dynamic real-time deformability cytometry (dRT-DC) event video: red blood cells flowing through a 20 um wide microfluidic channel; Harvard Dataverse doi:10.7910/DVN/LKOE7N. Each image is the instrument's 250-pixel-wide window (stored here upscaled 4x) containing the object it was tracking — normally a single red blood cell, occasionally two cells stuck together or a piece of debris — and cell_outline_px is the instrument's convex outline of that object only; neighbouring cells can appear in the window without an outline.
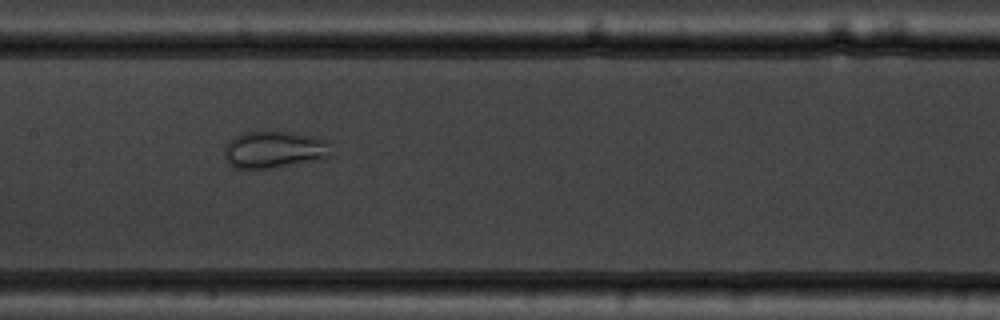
{"species": "common noctule bat (a hibernating species)", "species_latin": "Nyctalus noctula", "temperature_condition": "warm", "stored_images_in_passage": 37, "camera_frame_rate_fps": 3000, "um_per_image_px": 0.085, "animal": {"sex": "male", "body_mass_g": 19.5, "forearm_length_mm": 54.6}, "frame": {"image": 1, "passage_image": 10, "time_ms": 3.0, "image_size_px": [1000, 320], "cell_outline_px": [[328, 156], [312, 160], [272, 168], [232, 168], [224, 156], [224, 148], [228, 140], [244, 132], [264, 128], [268, 128], [316, 136], [324, 140]], "centroid_in_image_um": [23.17, 12.66], "position_along_channel_um": 184.2, "area_um2": 23.18}}
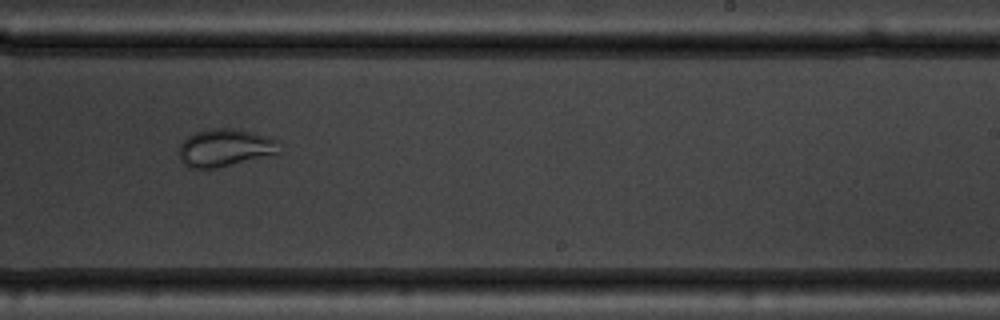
{"frame": {"image": 2, "passage_image": 17, "time_ms": 5.333, "image_size_px": [1000, 320], "cell_outline_px": [[280, 152], [276, 156], [216, 168], [188, 168], [180, 160], [180, 144], [188, 136], [196, 132], [208, 128], [232, 128], [252, 132], [276, 140]], "centroid_in_image_um": [19.15, 12.58], "position_along_channel_um": 269.9, "area_um2": 22.25}}
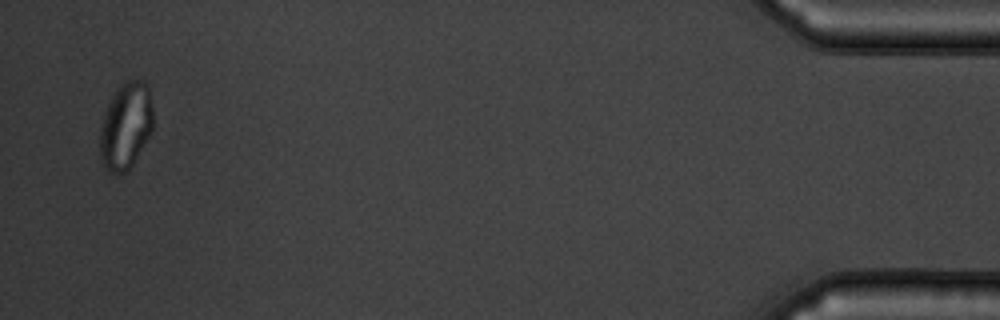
{"frame": {"image": 3, "passage_image": 36, "time_ms": 11.667, "image_size_px": [1000, 320], "cell_outline_px": [[152, 132], [132, 164], [124, 172], [108, 172], [100, 160], [100, 128], [104, 112], [112, 96], [120, 84], [128, 80], [144, 80], [148, 84], [152, 108]], "centroid_in_image_um": [10.68, 10.67], "position_along_channel_um": 424.5, "area_um2": 26.76}}